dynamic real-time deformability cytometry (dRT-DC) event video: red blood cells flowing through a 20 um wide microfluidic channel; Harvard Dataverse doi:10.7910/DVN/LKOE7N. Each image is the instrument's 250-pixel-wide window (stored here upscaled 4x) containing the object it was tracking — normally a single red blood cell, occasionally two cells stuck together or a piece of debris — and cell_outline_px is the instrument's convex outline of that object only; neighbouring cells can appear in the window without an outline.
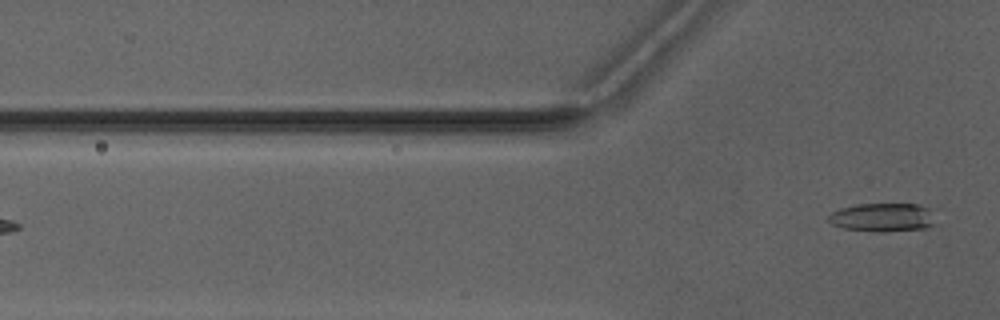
{"species": "Egyptian fruit bat (a non-hibernating species)", "species_latin": "Rousettus aegyptiacus", "temperature_condition": "warm", "stored_images_in_passage": 4, "camera_frame_rate_fps": 3000, "um_per_image_px": 0.085, "animal": {"sex": "male"}, "frame": {"image": 1, "passage_image": 4, "time_ms": 4.0, "image_size_px": [1000, 320], "cell_outline_px": [[932, 224], [924, 228], [876, 232], [844, 228], [832, 224], [828, 220], [828, 216], [832, 212], [840, 208], [856, 204], [920, 204], [928, 208]], "centroid_in_image_um": [74.93, 18.46], "position_along_channel_um": 50.9, "area_um2": 17.4}}